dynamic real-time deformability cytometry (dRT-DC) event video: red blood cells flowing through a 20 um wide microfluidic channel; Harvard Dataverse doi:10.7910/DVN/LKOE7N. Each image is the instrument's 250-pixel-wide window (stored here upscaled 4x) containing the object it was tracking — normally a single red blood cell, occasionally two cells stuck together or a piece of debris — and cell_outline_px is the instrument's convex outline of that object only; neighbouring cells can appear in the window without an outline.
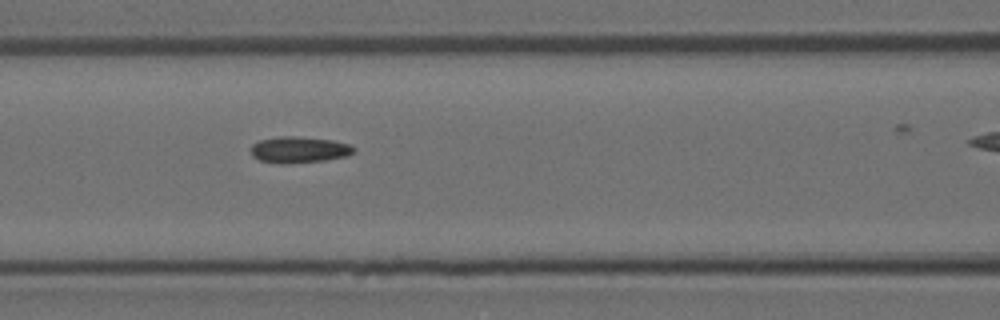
{"species": "Egyptian fruit bat (a non-hibernating species)", "species_latin": "Rousettus aegyptiacus", "temperature_condition": "room temperature", "stored_images_in_passage": 8, "camera_frame_rate_fps": 3000, "um_per_image_px": 0.085, "animal": {"sex": "female"}, "frame": {"image": 1, "passage_image": 5, "time_ms": 1.333, "image_size_px": [1000, 320], "cell_outline_px": [[356, 148], [348, 156], [324, 160], [260, 160], [252, 156], [252, 144], [260, 140], [280, 136], [292, 136], [332, 140], [348, 144]], "centroid_in_image_um": [25.47, 12.66], "position_along_channel_um": 141.1, "area_um2": 14.62}}
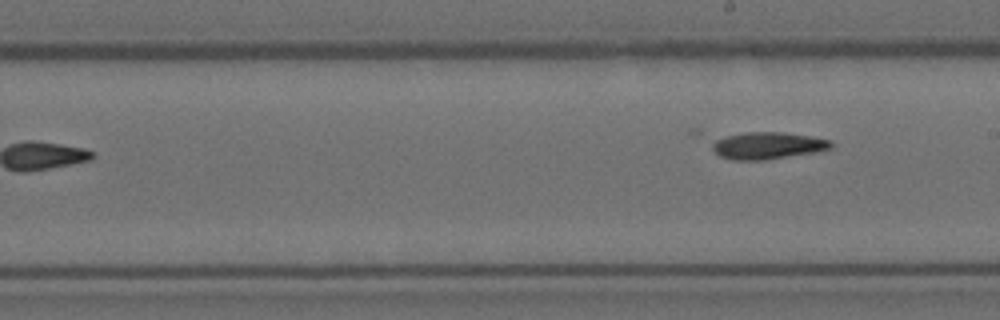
{"frame": {"image": 2, "passage_image": 8, "time_ms": 2.333, "image_size_px": [1000, 320], "cell_outline_px": [[832, 144], [828, 148], [812, 152], [764, 160], [732, 160], [720, 156], [712, 148], [712, 144], [716, 140], [728, 136], [744, 132], [784, 132], [832, 140]], "centroid_in_image_um": [65.21, 12.37], "position_along_channel_um": 223.8, "area_um2": 18.26}}